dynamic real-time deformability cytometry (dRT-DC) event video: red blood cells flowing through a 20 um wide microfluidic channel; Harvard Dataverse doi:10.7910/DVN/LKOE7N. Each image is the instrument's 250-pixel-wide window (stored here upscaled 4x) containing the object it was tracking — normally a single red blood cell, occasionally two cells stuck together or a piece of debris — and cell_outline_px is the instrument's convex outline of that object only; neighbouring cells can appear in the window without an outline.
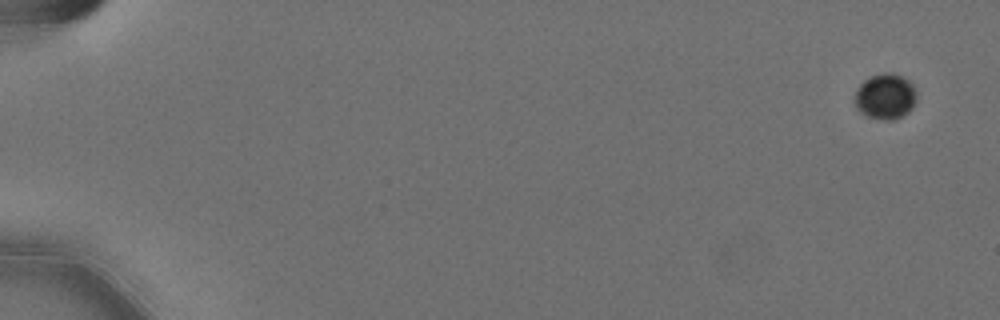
{"species": "Egyptian fruit bat (a non-hibernating species)", "species_latin": "Rousettus aegyptiacus", "temperature_condition": "cold", "stored_images_in_passage": 54, "camera_frame_rate_fps": 3000, "um_per_image_px": 0.085, "animal": {"sex": "female"}, "frame": {"image": 1, "passage_image": 1, "time_ms": 0.0, "image_size_px": [1000, 320], "cell_outline_px": [[916, 100], [912, 108], [908, 112], [892, 120], [884, 120], [868, 116], [860, 112], [856, 108], [856, 88], [864, 80], [872, 76], [884, 72], [892, 72], [908, 80], [912, 84], [916, 92]], "centroid_in_image_um": [75.26, 8.19], "position_along_channel_um": 9.7, "area_um2": 16.3}}
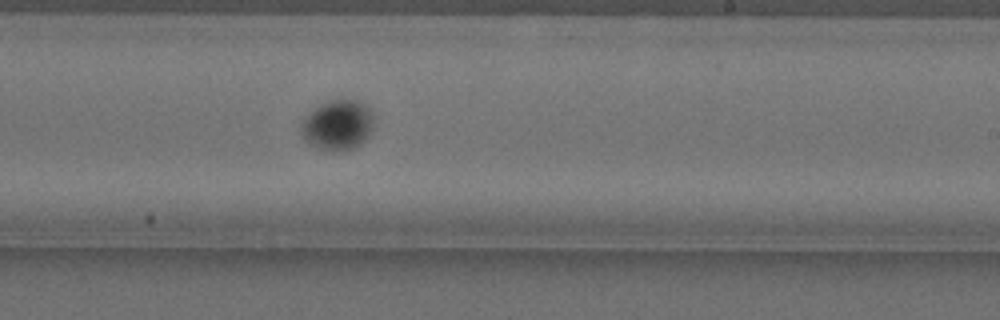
{"frame": {"image": 2, "passage_image": 36, "time_ms": 11.667, "image_size_px": [1000, 320], "cell_outline_px": [[372, 124], [368, 136], [360, 144], [352, 148], [332, 152], [320, 148], [304, 140], [300, 128], [304, 120], [320, 104], [332, 100], [360, 100], [372, 112]], "centroid_in_image_um": [28.71, 10.63], "position_along_channel_um": 260.3, "area_um2": 20.69}}
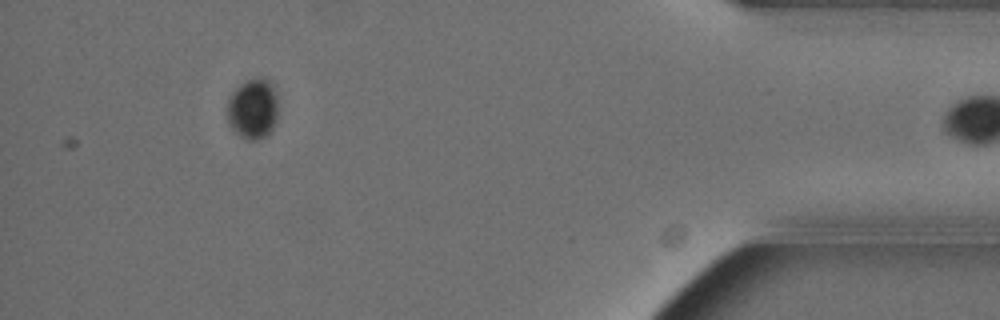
{"frame": {"image": 3, "passage_image": 53, "time_ms": 17.333, "image_size_px": [1000, 320], "cell_outline_px": [[276, 124], [272, 132], [268, 136], [256, 140], [248, 140], [240, 136], [228, 124], [228, 100], [232, 92], [240, 84], [248, 80], [260, 76], [264, 76], [272, 84], [276, 92]], "centroid_in_image_um": [21.51, 9.25], "position_along_channel_um": 413.7, "area_um2": 18.15}}